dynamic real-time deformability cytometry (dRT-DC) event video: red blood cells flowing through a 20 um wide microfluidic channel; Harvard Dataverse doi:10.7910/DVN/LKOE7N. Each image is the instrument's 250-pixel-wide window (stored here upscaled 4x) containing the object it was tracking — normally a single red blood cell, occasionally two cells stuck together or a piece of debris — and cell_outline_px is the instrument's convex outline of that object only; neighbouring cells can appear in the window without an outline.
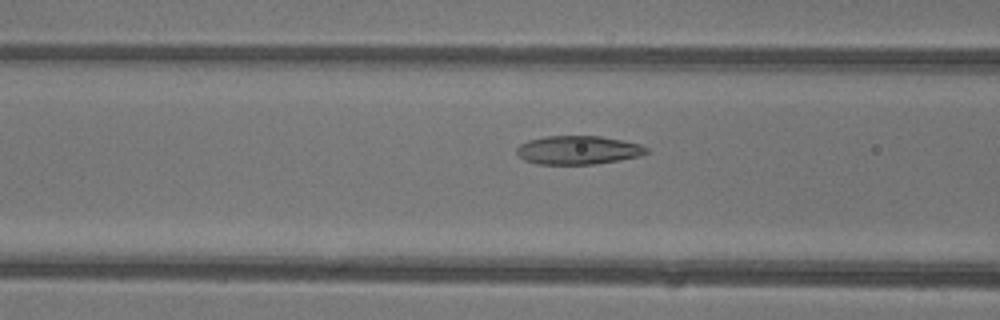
{"species": "common noctule bat (a hibernating species)", "species_latin": "Nyctalus noctula", "temperature_condition": "warm", "stored_images_in_passage": 14, "camera_frame_rate_fps": 3000, "um_per_image_px": 0.085, "animal": {"sex": "female"}, "frame": {"image": 1, "passage_image": 12, "time_ms": 3.667, "image_size_px": [1000, 320], "cell_outline_px": [[648, 152], [640, 156], [592, 164], [536, 164], [524, 160], [516, 152], [516, 148], [520, 144], [528, 140], [544, 136], [600, 136], [640, 144], [648, 148]], "centroid_in_image_um": [49.1, 12.75], "position_along_channel_um": 117.5, "area_um2": 21.5}}